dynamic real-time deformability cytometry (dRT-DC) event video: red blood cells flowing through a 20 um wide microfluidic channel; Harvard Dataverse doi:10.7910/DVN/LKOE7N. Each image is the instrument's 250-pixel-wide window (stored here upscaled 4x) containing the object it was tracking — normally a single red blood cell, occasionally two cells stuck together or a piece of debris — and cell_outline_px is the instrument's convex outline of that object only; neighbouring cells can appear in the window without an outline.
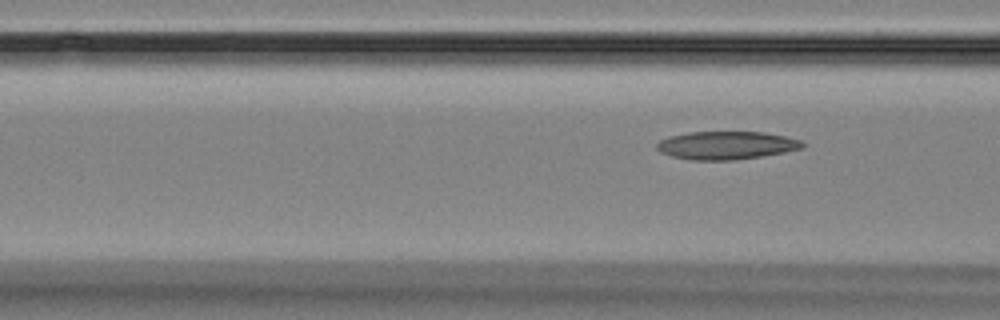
{"species": "Egyptian fruit bat (a non-hibernating species)", "species_latin": "Rousettus aegyptiacus", "temperature_condition": "room temperature", "stored_images_in_passage": 3, "camera_frame_rate_fps": 3000, "um_per_image_px": 0.085, "animal": {"sex": "female"}, "frame": {"image": 1, "passage_image": 3, "time_ms": 3.333, "image_size_px": [1000, 320], "cell_outline_px": [[804, 148], [784, 152], [760, 156], [732, 160], [692, 160], [672, 156], [660, 152], [656, 148], [656, 144], [660, 140], [668, 136], [688, 132], [764, 132], [784, 136], [800, 140], [804, 144]], "centroid_in_image_um": [61.71, 12.35], "position_along_channel_um": 104.9, "area_um2": 23.76}}